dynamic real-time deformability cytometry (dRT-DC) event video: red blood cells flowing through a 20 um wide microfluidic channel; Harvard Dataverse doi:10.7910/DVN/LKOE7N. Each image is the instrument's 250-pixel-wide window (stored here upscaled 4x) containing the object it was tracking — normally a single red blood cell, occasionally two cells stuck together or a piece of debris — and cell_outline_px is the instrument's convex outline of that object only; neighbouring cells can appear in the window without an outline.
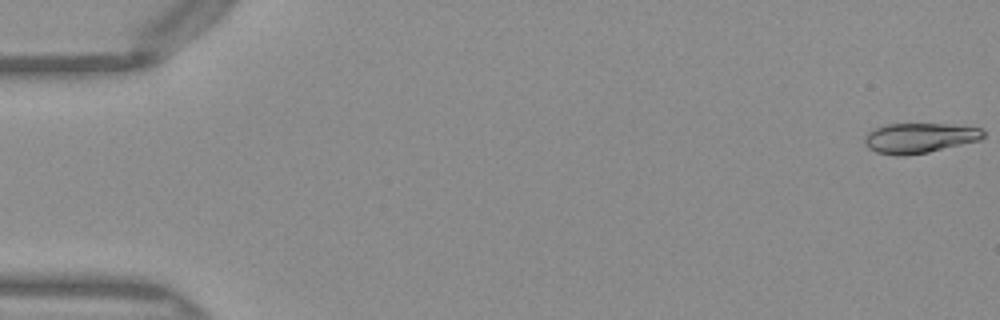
{"species": "Egyptian fruit bat (a non-hibernating species)", "species_latin": "Rousettus aegyptiacus", "temperature_condition": "warm", "stored_images_in_passage": 15, "camera_frame_rate_fps": 3000, "um_per_image_px": 0.085, "frame": {"image": 1, "passage_image": 1, "time_ms": 0.0, "image_size_px": [1000, 320], "cell_outline_px": [[984, 136], [980, 140], [928, 152], [904, 156], [896, 156], [876, 152], [868, 148], [864, 144], [864, 136], [868, 132], [876, 128], [888, 124], [948, 124], [984, 128]], "centroid_in_image_um": [78.15, 11.73], "position_along_channel_um": 6.9, "area_um2": 20.87}}
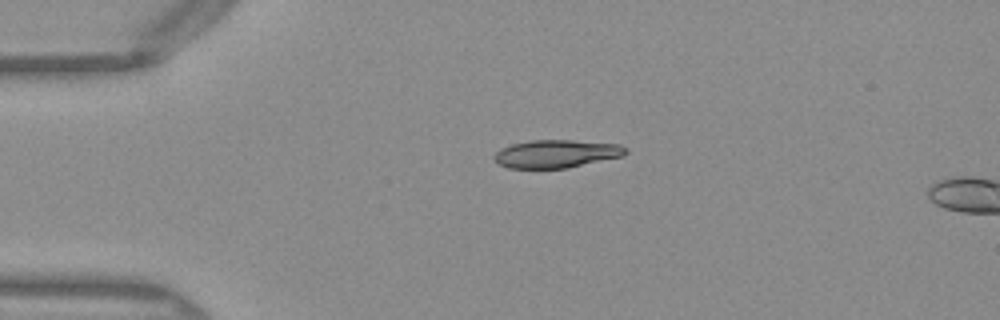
{"frame": {"image": 2, "passage_image": 12, "time_ms": 3.667, "image_size_px": [1000, 320], "cell_outline_px": [[628, 152], [624, 156], [568, 168], [508, 168], [500, 164], [492, 156], [500, 148], [512, 144], [532, 140], [572, 140], [620, 144], [628, 148]], "centroid_in_image_um": [47.33, 13.07], "position_along_channel_um": 37.7, "area_um2": 21.56}}